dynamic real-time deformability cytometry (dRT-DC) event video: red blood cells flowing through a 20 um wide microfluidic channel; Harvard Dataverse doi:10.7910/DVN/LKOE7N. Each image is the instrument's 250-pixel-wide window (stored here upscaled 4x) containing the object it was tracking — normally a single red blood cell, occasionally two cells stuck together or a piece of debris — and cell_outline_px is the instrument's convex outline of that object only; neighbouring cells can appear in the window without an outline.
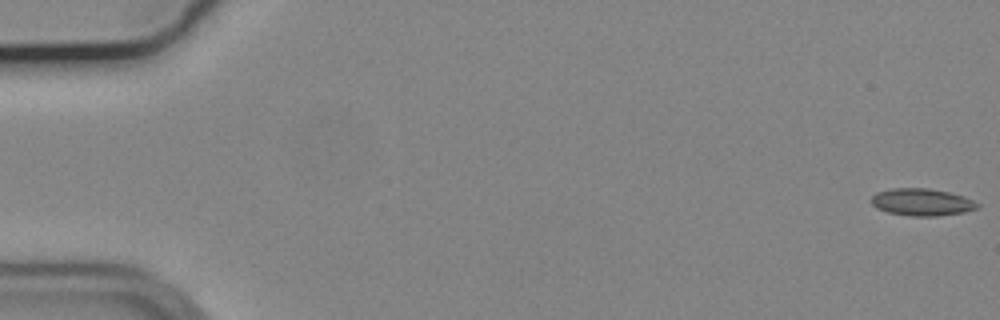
{"species": "common noctule bat (a hibernating species)", "species_latin": "Nyctalus noctula", "temperature_condition": "cold", "stored_images_in_passage": 22, "camera_frame_rate_fps": 3000, "um_per_image_px": 0.085, "animal": {"sex": "male", "body_mass_g": 19.2, "forearm_length_mm": 51.8}, "frame": {"image": 1, "passage_image": 1, "time_ms": 0.0, "image_size_px": [1000, 320], "cell_outline_px": [[980, 204], [976, 208], [964, 212], [936, 216], [912, 216], [888, 212], [876, 208], [872, 204], [872, 196], [876, 192], [892, 188], [928, 188], [948, 192], [964, 196]], "centroid_in_image_um": [78.34, 17.17], "position_along_channel_um": 6.7, "area_um2": 16.7}}
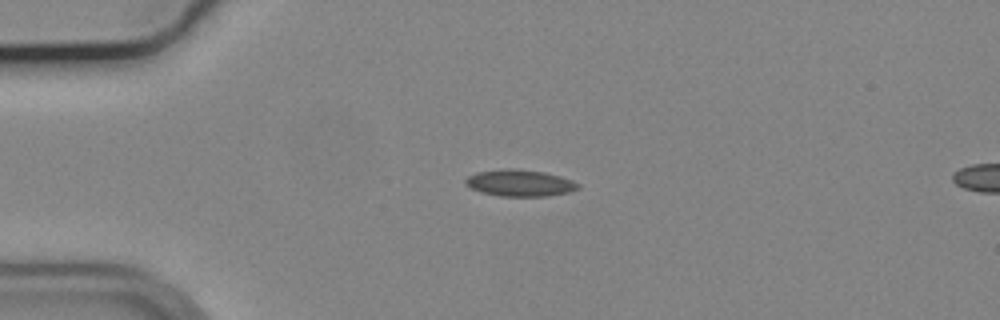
{"frame": {"image": 2, "passage_image": 14, "time_ms": 4.333, "image_size_px": [1000, 320], "cell_outline_px": [[580, 188], [568, 192], [548, 196], [500, 196], [480, 192], [464, 184], [464, 180], [468, 176], [476, 172], [508, 168], [516, 168], [544, 172], [560, 176], [572, 180], [580, 184]], "centroid_in_image_um": [44.18, 15.55], "position_along_channel_um": 40.8, "area_um2": 17.57}}